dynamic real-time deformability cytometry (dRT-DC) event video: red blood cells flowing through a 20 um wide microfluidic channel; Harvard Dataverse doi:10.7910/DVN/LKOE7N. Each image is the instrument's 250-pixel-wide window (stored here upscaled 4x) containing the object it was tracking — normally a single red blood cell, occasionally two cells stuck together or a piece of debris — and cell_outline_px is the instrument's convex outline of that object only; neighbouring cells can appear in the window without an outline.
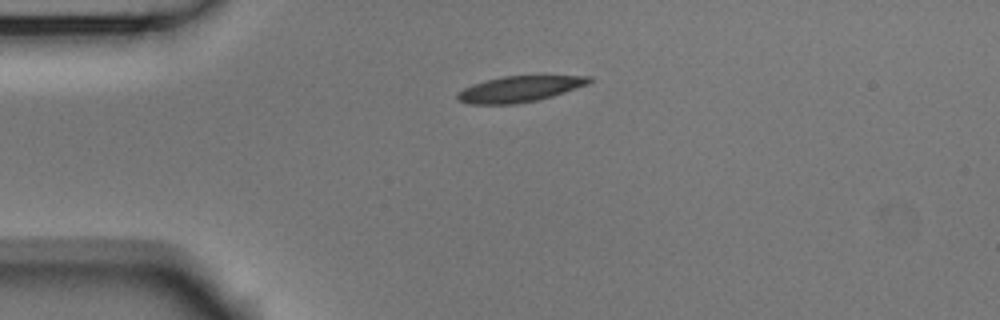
{"species": "Egyptian fruit bat (a non-hibernating species)", "species_latin": "Rousettus aegyptiacus", "temperature_condition": "room temperature", "stored_images_in_passage": 42, "camera_frame_rate_fps": 3000, "um_per_image_px": 0.085, "animal": {"sex": "male"}, "frame": {"image": 1, "passage_image": 1, "time_ms": 0.0, "image_size_px": [1000, 320], "cell_outline_px": [[592, 80], [588, 84], [552, 96], [536, 100], [516, 104], [472, 104], [460, 100], [456, 96], [456, 92], [472, 84], [504, 76], [592, 76]], "centroid_in_image_um": [44.15, 7.56], "position_along_channel_um": 40.9, "area_um2": 19.59}}
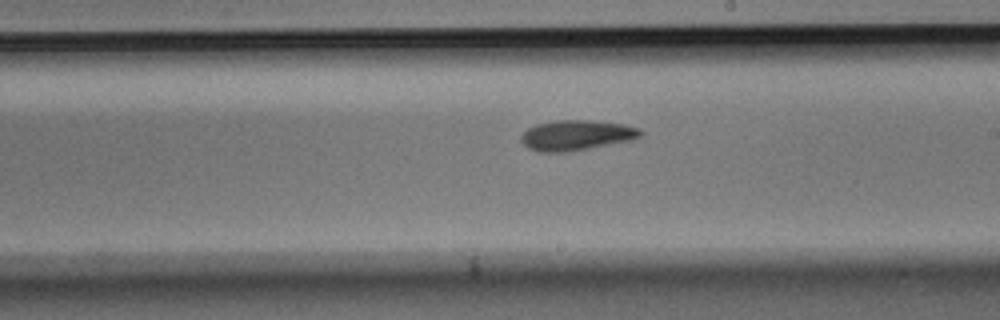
{"frame": {"image": 2, "passage_image": 19, "time_ms": 6.0, "image_size_px": [1000, 320], "cell_outline_px": [[644, 132], [640, 136], [632, 140], [568, 152], [540, 152], [528, 148], [520, 140], [520, 136], [528, 128], [536, 124], [556, 120], [592, 120], [624, 124], [640, 128]], "centroid_in_image_um": [49.0, 11.49], "position_along_channel_um": 240.0, "area_um2": 21.15}}
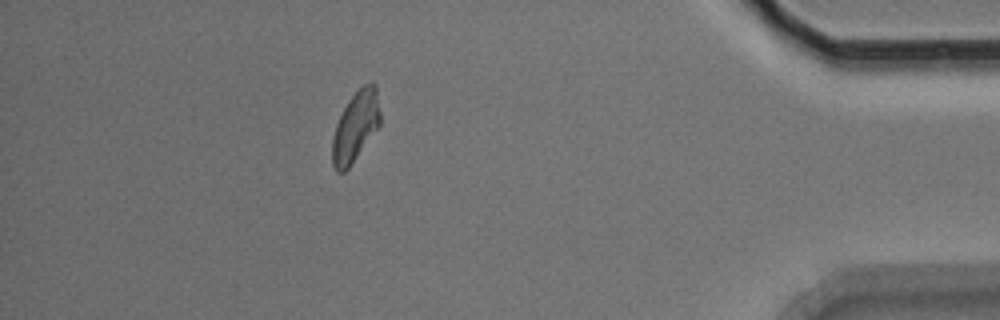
{"frame": {"image": 3, "passage_image": 36, "time_ms": 11.667, "image_size_px": [1000, 320], "cell_outline_px": [[380, 128], [348, 168], [344, 172], [336, 172], [332, 164], [332, 140], [336, 124], [348, 100], [364, 84], [372, 80], [376, 84], [380, 112]], "centroid_in_image_um": [30.25, 10.75], "position_along_channel_um": 405.0, "area_um2": 19.83}, "authors_computed_cell_mechanics": {"area_um2": 20.1144, "velocity_mm_per_s": 3.7291, "shape_relaxation_time_tau1_ms": 3.4377, "shape_relaxation_time_tau2_ms": 6.1933, "deformation_change_tau1": 0.1281, "deformation_change_tau2": 0.1041}}